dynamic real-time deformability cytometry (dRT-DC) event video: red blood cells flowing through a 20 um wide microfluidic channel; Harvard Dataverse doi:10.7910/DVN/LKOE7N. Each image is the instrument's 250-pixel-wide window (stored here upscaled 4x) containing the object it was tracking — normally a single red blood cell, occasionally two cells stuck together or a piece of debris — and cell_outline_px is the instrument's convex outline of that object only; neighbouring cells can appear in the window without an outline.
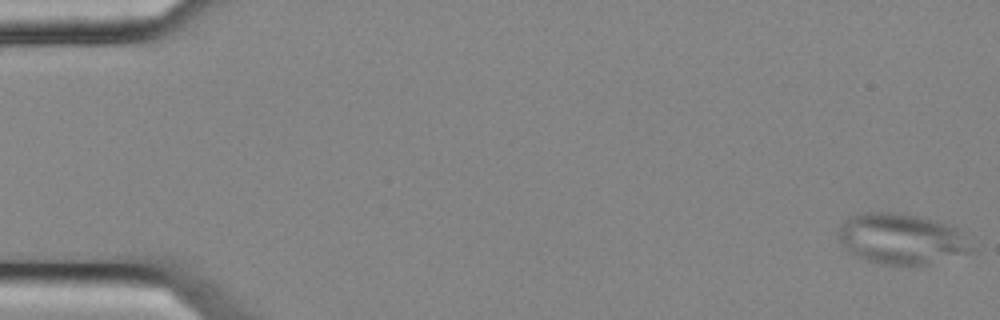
{"species": "common noctule bat (a hibernating species)", "species_latin": "Nyctalus noctula", "temperature_condition": "cold", "stored_images_in_passage": 55, "camera_frame_rate_fps": 3000, "um_per_image_px": 0.085, "animal": {"sex": "female", "body_mass_g": 25.1}, "frame": {"image": 1, "passage_image": 1, "time_ms": 0.0, "image_size_px": [1000, 320], "cell_outline_px": [[976, 252], [928, 264], [880, 264], [864, 260], [856, 256], [836, 236], [836, 232], [840, 224], [848, 216], [856, 212], [892, 212], [916, 216], [936, 220], [948, 224], [956, 228], [960, 232]], "centroid_in_image_um": [76.59, 20.29], "position_along_channel_um": 8.4, "area_um2": 39.42}}
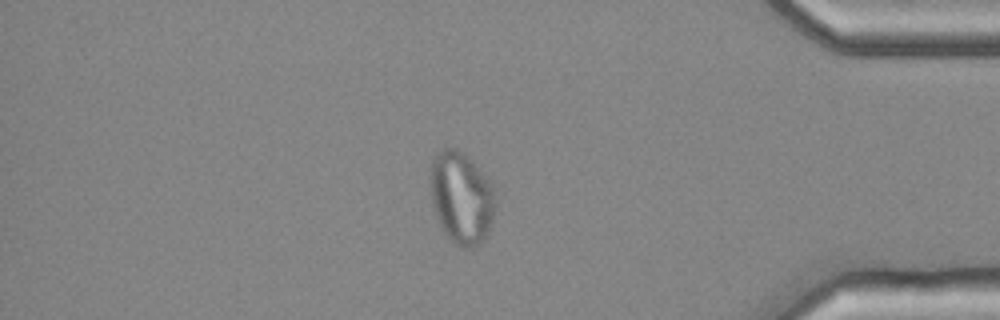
{"frame": {"image": 2, "passage_image": 47, "time_ms": 15.333, "image_size_px": [1000, 320], "cell_outline_px": [[496, 200], [492, 220], [488, 232], [480, 244], [472, 248], [464, 248], [456, 244], [440, 228], [432, 204], [432, 156], [440, 148], [456, 148], [464, 152], [468, 156], [488, 180], [492, 188]], "centroid_in_image_um": [39.21, 16.8], "position_along_channel_um": 396.0, "area_um2": 34.68}}